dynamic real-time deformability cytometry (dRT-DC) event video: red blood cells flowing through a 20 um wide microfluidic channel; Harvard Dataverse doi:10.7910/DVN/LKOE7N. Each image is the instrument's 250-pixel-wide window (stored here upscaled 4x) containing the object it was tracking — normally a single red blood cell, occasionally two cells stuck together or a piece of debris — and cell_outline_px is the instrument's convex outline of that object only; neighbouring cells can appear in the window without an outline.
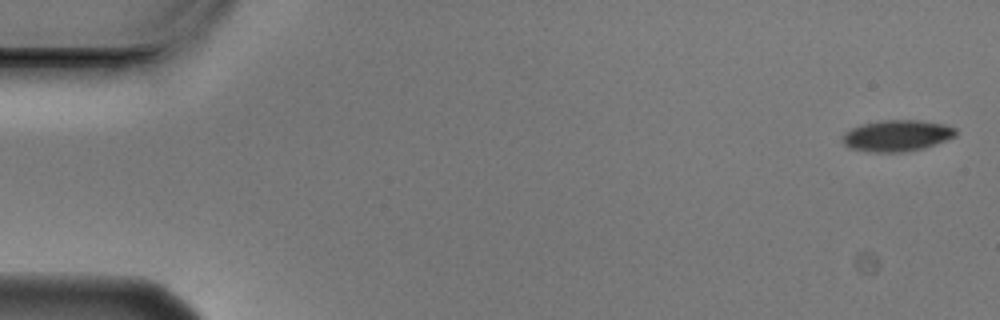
{"species": "Egyptian fruit bat (a non-hibernating species)", "species_latin": "Rousettus aegyptiacus", "temperature_condition": "cold", "stored_images_in_passage": 4, "camera_frame_rate_fps": 3000, "um_per_image_px": 0.085, "animal": {"sex": "male"}, "frame": {"image": 1, "passage_image": 1, "time_ms": 0.0, "image_size_px": [1000, 320], "cell_outline_px": [[956, 136], [924, 148], [904, 152], [872, 152], [848, 148], [840, 140], [840, 136], [844, 132], [860, 124], [880, 120], [920, 120], [944, 124], [956, 128]], "centroid_in_image_um": [76.19, 11.53], "position_along_channel_um": 8.8, "area_um2": 20.92}}
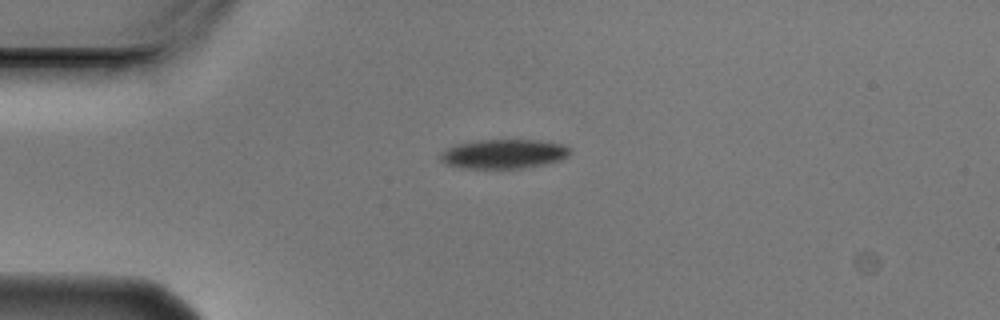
{"frame": {"image": 2, "passage_image": 4, "time_ms": 1.0, "image_size_px": [1000, 320], "cell_outline_px": [[572, 152], [568, 156], [560, 160], [544, 164], [520, 168], [464, 168], [444, 164], [440, 160], [440, 156], [448, 148], [460, 144], [480, 140], [540, 140], [560, 144], [572, 148]], "centroid_in_image_um": [42.86, 13.08], "position_along_channel_um": 42.1, "area_um2": 21.91}}